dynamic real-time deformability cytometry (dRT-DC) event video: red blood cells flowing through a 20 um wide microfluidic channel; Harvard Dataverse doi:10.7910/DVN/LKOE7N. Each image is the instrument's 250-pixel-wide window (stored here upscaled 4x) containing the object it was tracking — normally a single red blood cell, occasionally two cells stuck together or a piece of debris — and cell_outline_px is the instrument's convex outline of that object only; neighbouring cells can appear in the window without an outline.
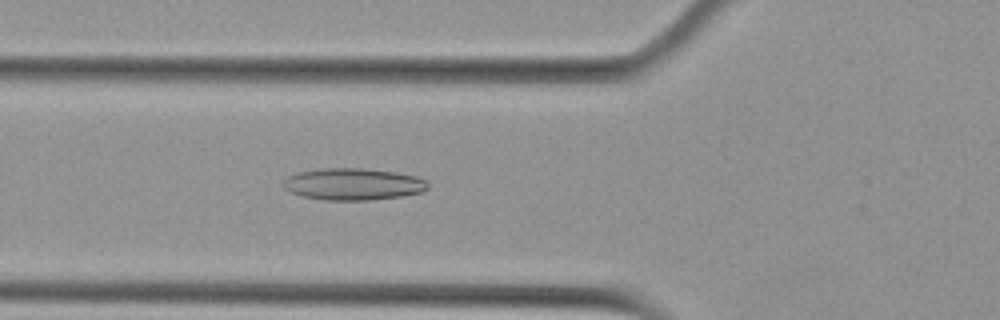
{"species": "Egyptian fruit bat (a non-hibernating species)", "species_latin": "Rousettus aegyptiacus", "temperature_condition": "cold", "stored_images_in_passage": 54, "camera_frame_rate_fps": 3000, "um_per_image_px": 0.085, "animal": {"sex": "female"}, "frame": {"image": 1, "passage_image": 20, "time_ms": 6.333, "image_size_px": [1000, 320], "cell_outline_px": [[428, 188], [424, 192], [400, 196], [368, 200], [328, 200], [300, 196], [284, 188], [284, 180], [288, 176], [300, 172], [320, 168], [364, 168], [396, 172], [416, 176], [424, 180], [428, 184]], "centroid_in_image_um": [30.03, 15.65], "position_along_channel_um": 95.8, "area_um2": 26.76}}
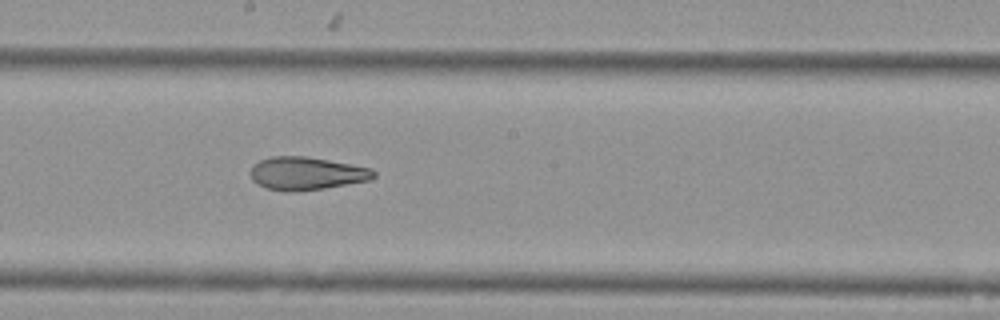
{"frame": {"image": 2, "passage_image": 30, "time_ms": 9.667, "image_size_px": [1000, 320], "cell_outline_px": [[376, 176], [372, 180], [324, 188], [292, 192], [284, 192], [264, 188], [256, 184], [252, 180], [252, 164], [260, 160], [272, 156], [308, 156], [352, 164], [372, 168], [376, 172]], "centroid_in_image_um": [26.07, 14.74], "position_along_channel_um": 222.1, "area_um2": 24.04}}
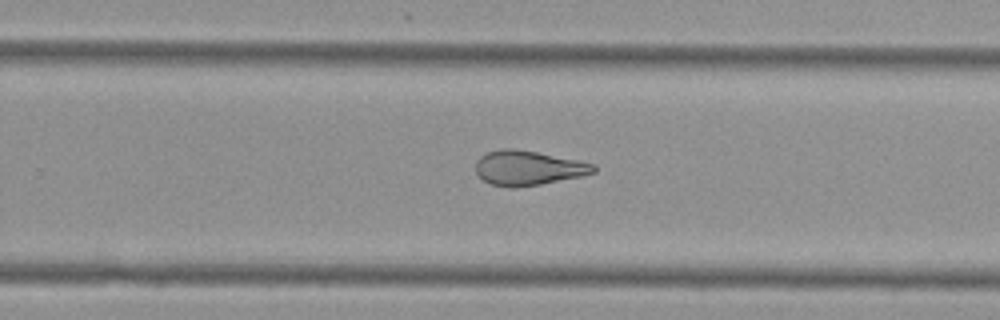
{"frame": {"image": 3, "passage_image": 35, "time_ms": 11.333, "image_size_px": [1000, 320], "cell_outline_px": [[596, 172], [580, 176], [540, 184], [516, 188], [508, 188], [492, 184], [484, 180], [476, 172], [476, 160], [480, 156], [488, 152], [504, 148], [512, 148], [536, 152], [580, 160], [596, 164]], "centroid_in_image_um": [44.9, 14.27], "position_along_channel_um": 284.9, "area_um2": 23.76}, "authors_computed_cell_mechanics": {"area_um2": 27.7151, "velocity_mm_per_s": 3.7741, "shape_relaxation_time_tau1_ms": null, "shape_relaxation_time_tau2_ms": 3.1971, "deformation_change_tau1": null, "deformation_change_tau2": 0.1215}}